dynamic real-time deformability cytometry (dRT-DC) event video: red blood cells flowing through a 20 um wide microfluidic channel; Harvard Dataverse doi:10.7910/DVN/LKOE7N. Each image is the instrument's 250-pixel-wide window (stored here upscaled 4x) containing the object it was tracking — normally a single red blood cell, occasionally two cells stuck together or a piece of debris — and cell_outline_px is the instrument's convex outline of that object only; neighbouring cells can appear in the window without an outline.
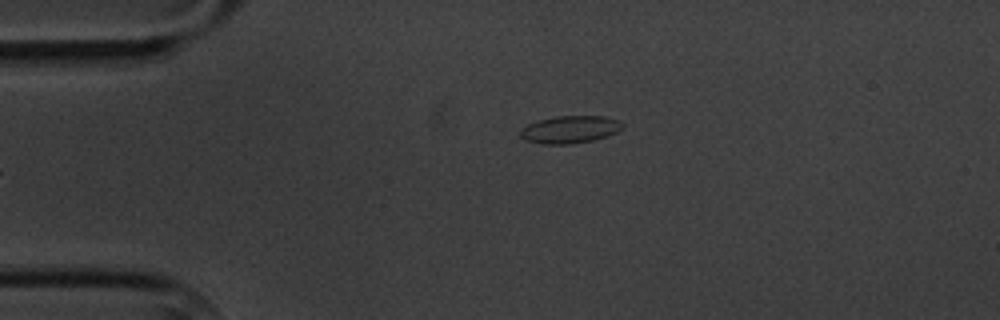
{"species": "common noctule bat (a hibernating species)", "species_latin": "Nyctalus noctula", "temperature_condition": "cold", "stored_images_in_passage": 5, "camera_frame_rate_fps": 3000, "um_per_image_px": 0.085, "animal": {"sex": "male", "body_mass_g": 20.1, "forearm_length_mm": 53.5}, "frame": {"image": 1, "passage_image": 5, "time_ms": 4.333, "image_size_px": [1000, 320], "cell_outline_px": [[624, 124], [616, 132], [608, 136], [592, 140], [572, 144], [544, 144], [524, 140], [520, 136], [520, 128], [536, 120], [556, 116], [604, 116], [620, 120]], "centroid_in_image_um": [48.42, 11.0], "position_along_channel_um": 36.6, "area_um2": 16.47}}